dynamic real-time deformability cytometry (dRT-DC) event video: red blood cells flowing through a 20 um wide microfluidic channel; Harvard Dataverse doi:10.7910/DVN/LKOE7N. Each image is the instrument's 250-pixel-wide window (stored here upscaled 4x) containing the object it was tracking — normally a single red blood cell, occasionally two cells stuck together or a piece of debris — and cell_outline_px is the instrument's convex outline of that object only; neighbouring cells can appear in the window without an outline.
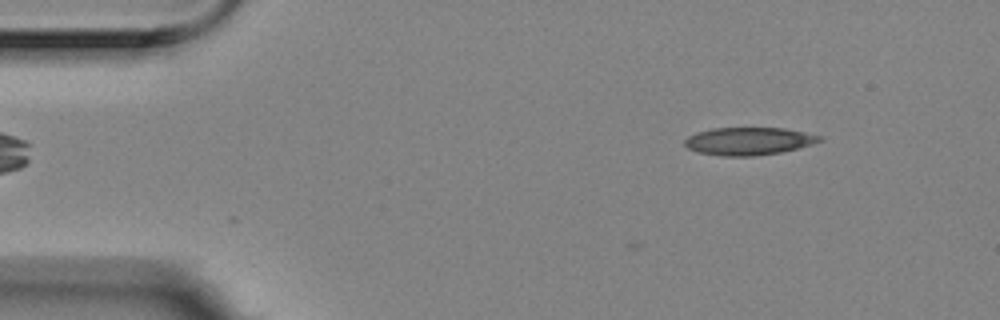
{"species": "Egyptian fruit bat (a non-hibernating species)", "species_latin": "Rousettus aegyptiacus", "temperature_condition": "room temperature", "stored_images_in_passage": 5, "camera_frame_rate_fps": 3000, "um_per_image_px": 0.085, "animal": {"sex": "female"}, "frame": {"image": 1, "passage_image": 2, "time_ms": 0.333, "image_size_px": [1000, 320], "cell_outline_px": [[824, 140], [800, 148], [784, 152], [756, 156], [724, 156], [696, 152], [688, 148], [684, 144], [684, 140], [688, 136], [696, 132], [712, 128], [784, 128], [804, 132], [820, 136]], "centroid_in_image_um": [63.64, 12.0], "position_along_channel_um": 21.4, "area_um2": 21.96}}